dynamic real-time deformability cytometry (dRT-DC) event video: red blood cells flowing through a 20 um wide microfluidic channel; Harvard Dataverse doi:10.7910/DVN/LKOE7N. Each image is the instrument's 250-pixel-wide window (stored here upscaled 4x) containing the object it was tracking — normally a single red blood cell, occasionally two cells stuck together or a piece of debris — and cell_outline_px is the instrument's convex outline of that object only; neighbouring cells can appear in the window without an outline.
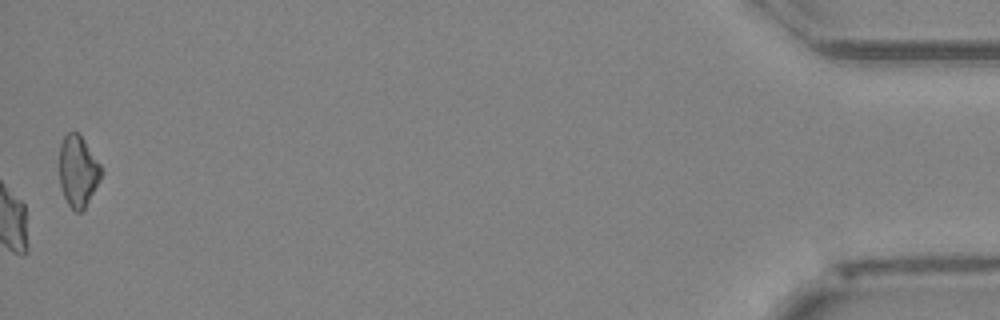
{"species": "Egyptian fruit bat (a non-hibernating species)", "species_latin": "Rousettus aegyptiacus", "temperature_condition": "cold", "stored_images_in_passage": 51, "camera_frame_rate_fps": 3000, "um_per_image_px": 0.085, "animal": {"sex": "female"}, "frame": {"image": 1, "passage_image": 51, "time_ms": 16.667, "image_size_px": [1000, 320], "cell_outline_px": [[100, 180], [84, 208], [80, 212], [76, 212], [68, 204], [60, 188], [60, 144], [64, 136], [68, 132], [76, 132], [84, 140], [100, 164]], "centroid_in_image_um": [6.61, 14.55], "position_along_channel_um": 428.6, "area_um2": 16.99}, "authors_computed_cell_mechanics": {"area_um2": 22.7154, "velocity_mm_per_s": 3.997, "shape_relaxation_time_tau1_ms": null, "shape_relaxation_time_tau2_ms": 4.5109, "deformation_change_tau1": null, "deformation_change_tau2": 0.151}}